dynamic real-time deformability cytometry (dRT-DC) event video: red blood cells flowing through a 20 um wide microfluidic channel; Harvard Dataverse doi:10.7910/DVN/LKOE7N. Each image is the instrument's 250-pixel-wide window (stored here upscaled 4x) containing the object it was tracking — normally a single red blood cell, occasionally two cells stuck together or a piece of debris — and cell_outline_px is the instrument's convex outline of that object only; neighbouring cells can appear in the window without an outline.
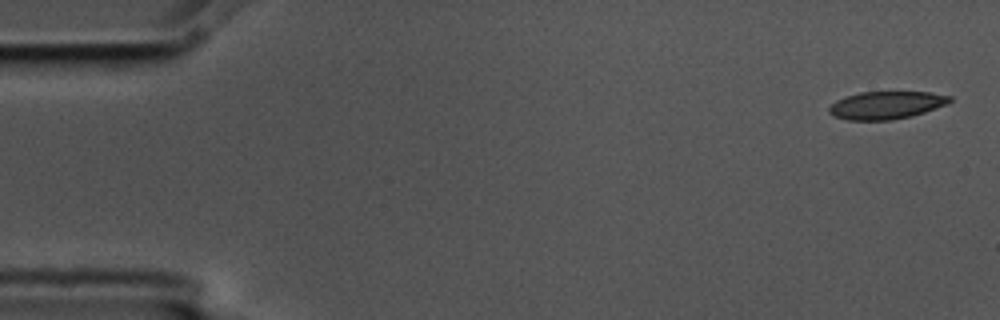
{"species": "common noctule bat (a hibernating species)", "species_latin": "Nyctalus noctula", "temperature_condition": "cold", "stored_images_in_passage": 4, "camera_frame_rate_fps": 3000, "um_per_image_px": 0.085, "animal": {"sex": "male", "body_mass_g": 17.5, "forearm_length_mm": 52.3}, "frame": {"image": 1, "passage_image": 1, "time_ms": 0.0, "image_size_px": [1000, 320], "cell_outline_px": [[952, 100], [948, 104], [912, 116], [892, 120], [848, 120], [836, 116], [828, 112], [828, 108], [836, 100], [860, 92], [928, 92], [952, 96]], "centroid_in_image_um": [75.36, 8.94], "position_along_channel_um": 9.6, "area_um2": 19.42}}
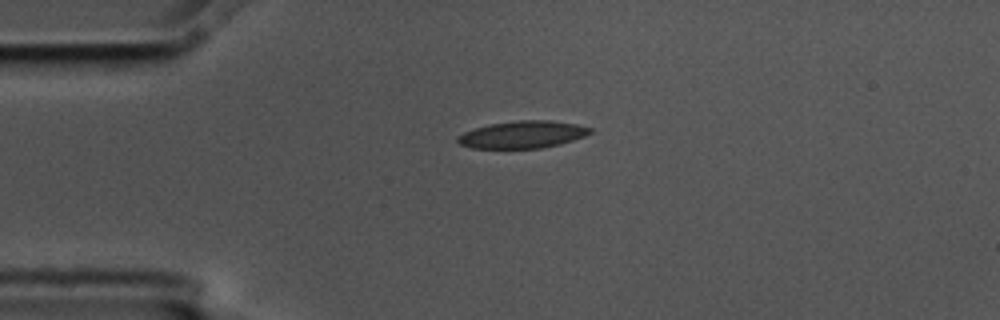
{"frame": {"image": 2, "passage_image": 3, "time_ms": 0.667, "image_size_px": [1000, 320], "cell_outline_px": [[592, 132], [584, 136], [560, 144], [540, 148], [472, 148], [460, 144], [456, 140], [456, 136], [464, 132], [488, 124], [516, 120], [552, 120], [576, 124], [592, 128]], "centroid_in_image_um": [44.41, 11.43], "position_along_channel_um": 40.6, "area_um2": 21.04}}